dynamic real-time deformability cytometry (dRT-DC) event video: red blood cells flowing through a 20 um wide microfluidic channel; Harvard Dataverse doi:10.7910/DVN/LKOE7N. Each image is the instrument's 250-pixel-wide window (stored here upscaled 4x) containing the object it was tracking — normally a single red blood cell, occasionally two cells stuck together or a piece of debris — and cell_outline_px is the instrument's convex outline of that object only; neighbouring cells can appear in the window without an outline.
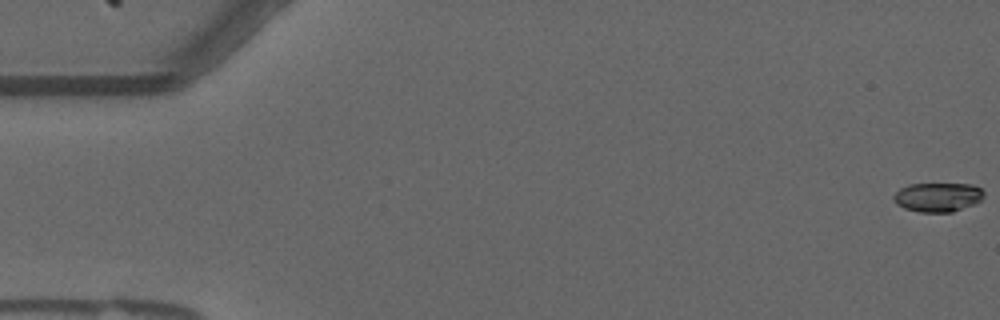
{"species": "common noctule bat (a hibernating species)", "species_latin": "Nyctalus noctula", "temperature_condition": "warm", "stored_images_in_passage": 14, "camera_frame_rate_fps": 3000, "um_per_image_px": 0.085, "animal": {"sex": "male", "forearm_length_mm": 52.5}, "frame": {"image": 1, "passage_image": 1, "time_ms": 0.0, "image_size_px": [1000, 320], "cell_outline_px": [[984, 196], [980, 200], [972, 204], [952, 212], [920, 212], [904, 208], [896, 204], [892, 196], [900, 188], [908, 184], [972, 184], [980, 188], [984, 192]], "centroid_in_image_um": [79.68, 16.75], "position_along_channel_um": 5.3, "area_um2": 15.26}}